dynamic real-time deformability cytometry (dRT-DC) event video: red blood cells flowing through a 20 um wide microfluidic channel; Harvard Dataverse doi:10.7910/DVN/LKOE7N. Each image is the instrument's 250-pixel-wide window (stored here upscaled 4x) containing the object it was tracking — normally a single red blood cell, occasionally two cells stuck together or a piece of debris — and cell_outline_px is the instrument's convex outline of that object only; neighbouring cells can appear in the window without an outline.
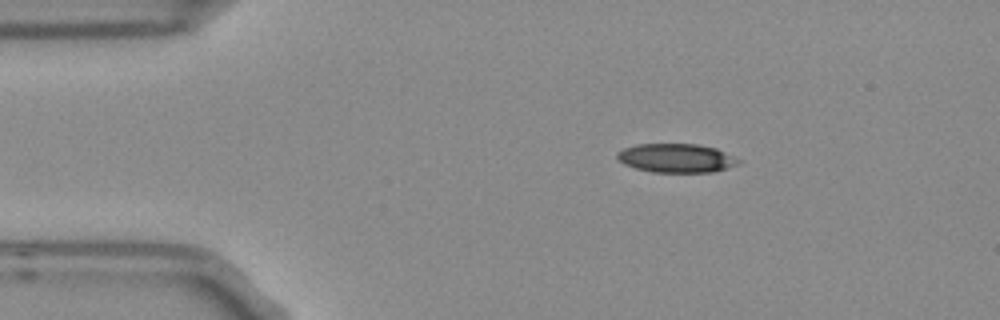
{"species": "Egyptian fruit bat (a non-hibernating species)", "species_latin": "Rousettus aegyptiacus", "temperature_condition": "room temperature", "stored_images_in_passage": 4, "camera_frame_rate_fps": 3000, "um_per_image_px": 0.085, "frame": {"image": 1, "passage_image": 1, "time_ms": 0.0, "image_size_px": [1000, 320], "cell_outline_px": [[740, 164], [712, 172], [652, 172], [636, 168], [624, 164], [616, 156], [616, 152], [624, 148], [636, 144], [696, 144], [716, 148], [740, 160]], "centroid_in_image_um": [57.47, 13.43], "position_along_channel_um": 27.5, "area_um2": 20.29}}
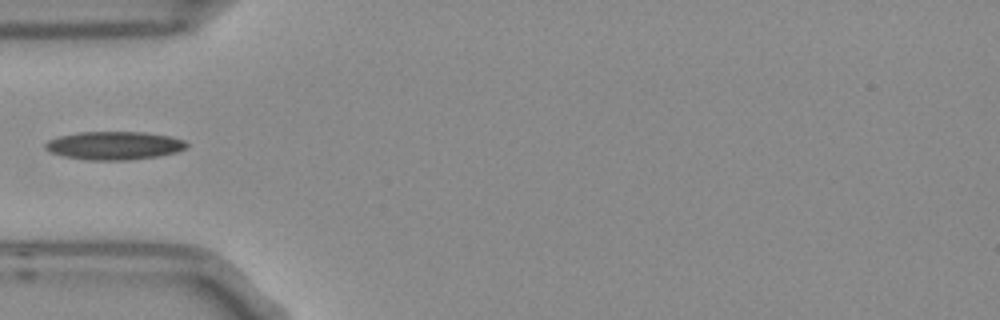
{"frame": {"image": 2, "passage_image": 3, "time_ms": 0.667, "image_size_px": [1000, 320], "cell_outline_px": [[188, 144], [184, 148], [176, 152], [156, 156], [124, 160], [92, 160], [64, 156], [52, 152], [44, 148], [44, 144], [48, 140], [60, 136], [80, 132], [144, 132], [168, 136], [184, 140]], "centroid_in_image_um": [9.69, 12.36], "position_along_channel_um": 75.3, "area_um2": 22.89}}
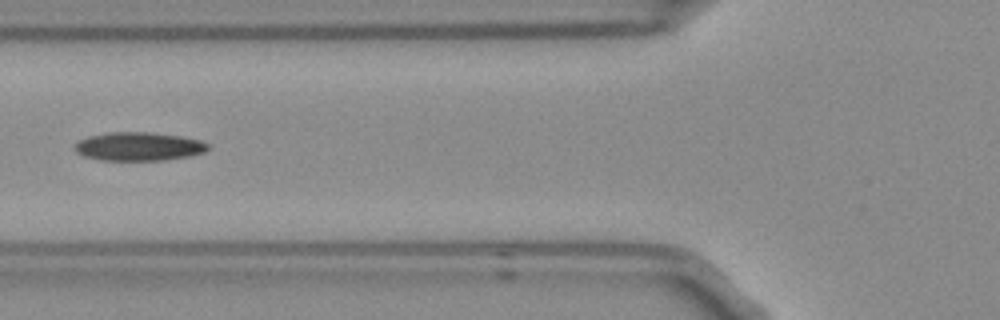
{"frame": {"image": 3, "passage_image": 4, "time_ms": 1.0, "image_size_px": [1000, 320], "cell_outline_px": [[208, 148], [204, 152], [188, 156], [164, 160], [100, 160], [84, 156], [76, 152], [72, 148], [72, 144], [88, 136], [108, 132], [148, 132], [180, 136], [200, 140], [208, 144]], "centroid_in_image_um": [11.72, 12.45], "position_along_channel_um": 114.1, "area_um2": 22.2}}